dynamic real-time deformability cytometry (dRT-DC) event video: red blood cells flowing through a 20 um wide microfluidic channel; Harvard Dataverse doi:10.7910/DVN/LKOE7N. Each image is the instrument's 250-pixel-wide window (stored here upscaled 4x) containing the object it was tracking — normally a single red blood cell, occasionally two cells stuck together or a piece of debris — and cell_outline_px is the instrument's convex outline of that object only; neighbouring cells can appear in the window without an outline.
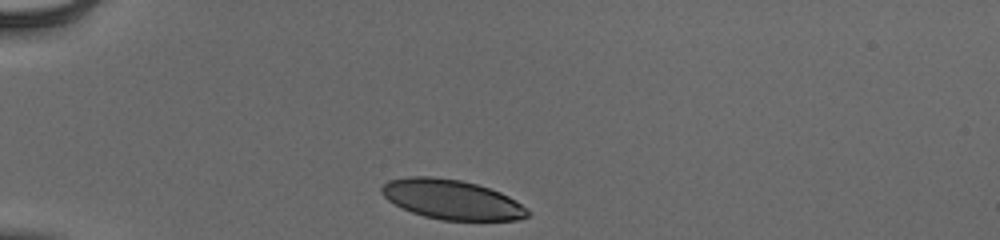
{"species": "human", "species_latin": "Homo sapiens", "temperature_condition": "cold", "stored_images_in_passage": 32, "camera_frame_rate_fps": 3000, "um_per_image_px": 0.085, "donor": {"sex": "male"}, "frame": {"image": 1, "passage_image": 1, "time_ms": 0.0, "image_size_px": [1000, 240], "cell_outline_px": [[532, 212], [528, 216], [520, 220], [440, 220], [424, 216], [412, 212], [388, 200], [380, 192], [380, 188], [388, 180], [408, 176], [432, 176], [460, 180], [476, 184], [500, 192], [516, 200]], "centroid_in_image_um": [38.41, 16.96], "position_along_channel_um": 46.6, "area_um2": 33.76}}
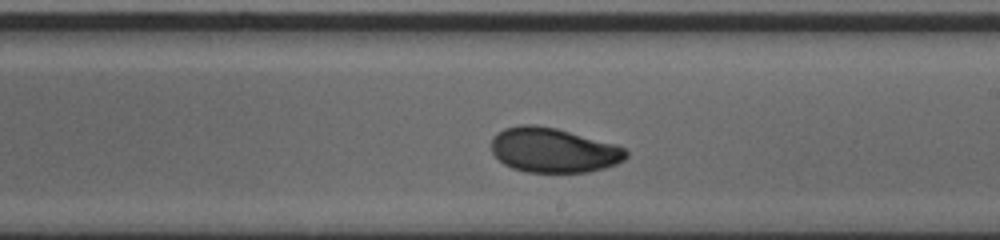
{"frame": {"image": 2, "passage_image": 19, "time_ms": 6.0, "image_size_px": [1000, 240], "cell_outline_px": [[628, 156], [624, 160], [616, 164], [604, 168], [588, 172], [528, 172], [512, 168], [504, 164], [492, 152], [492, 136], [496, 132], [504, 128], [520, 124], [536, 124], [556, 128], [616, 144], [624, 148], [628, 152]], "centroid_in_image_um": [47.04, 12.75], "position_along_channel_um": 242.0, "area_um2": 35.26}}
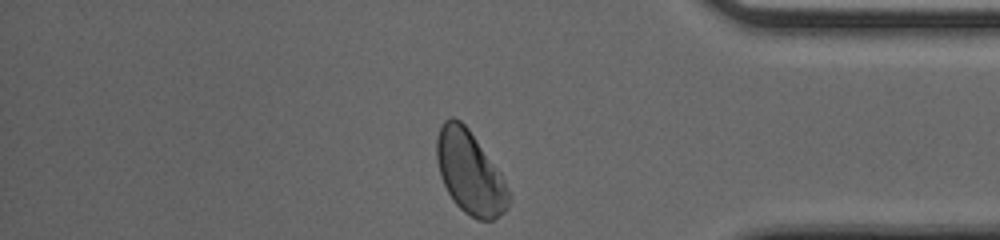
{"frame": {"image": 3, "passage_image": 32, "time_ms": 10.333, "image_size_px": [1000, 240], "cell_outline_px": [[512, 196], [508, 208], [504, 212], [492, 220], [480, 220], [464, 212], [452, 200], [440, 176], [436, 160], [436, 140], [440, 124], [444, 120], [452, 116], [460, 120], [468, 128], [500, 172]], "centroid_in_image_um": [39.94, 14.66], "position_along_channel_um": 395.3, "area_um2": 34.91}, "authors_computed_cell_mechanics": {"area_um2": 35.1135, "velocity_mm_per_s": 3.8984, "shape_relaxation_time_tau1_ms": 3.979, "shape_relaxation_time_tau2_ms": 0.9902, "deformation_change_tau1": 0.124, "deformation_change_tau2": 0.0454}}